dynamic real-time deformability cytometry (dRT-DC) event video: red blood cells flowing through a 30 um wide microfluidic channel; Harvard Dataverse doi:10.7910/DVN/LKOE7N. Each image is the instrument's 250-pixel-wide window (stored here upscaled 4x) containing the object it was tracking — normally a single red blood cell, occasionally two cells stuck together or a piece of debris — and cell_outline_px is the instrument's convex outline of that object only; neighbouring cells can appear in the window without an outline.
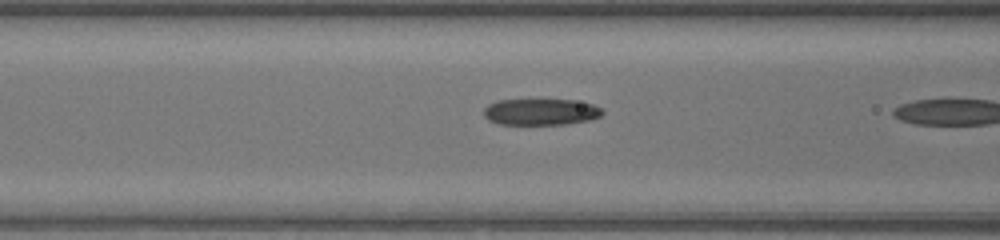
{"species": "common noctule bat (a hibernating species)", "species_latin": "Nyctalus noctula", "temperature_condition": "warm", "stored_images_in_passage": 17, "camera_frame_rate_fps": 3000, "um_per_image_px": 0.085, "animal": {"sex": "female", "body_mass_g": 17.0, "forearm_length_mm": 48.0}, "frame": {"image": 1, "passage_image": 16, "time_ms": 5.0, "image_size_px": [1000, 240], "cell_outline_px": [[604, 112], [600, 116], [588, 120], [564, 124], [500, 124], [488, 120], [484, 116], [484, 108], [488, 104], [496, 100], [572, 100], [592, 104], [600, 108]], "centroid_in_image_um": [45.92, 9.51], "position_along_channel_um": 120.7, "area_um2": 18.09}}